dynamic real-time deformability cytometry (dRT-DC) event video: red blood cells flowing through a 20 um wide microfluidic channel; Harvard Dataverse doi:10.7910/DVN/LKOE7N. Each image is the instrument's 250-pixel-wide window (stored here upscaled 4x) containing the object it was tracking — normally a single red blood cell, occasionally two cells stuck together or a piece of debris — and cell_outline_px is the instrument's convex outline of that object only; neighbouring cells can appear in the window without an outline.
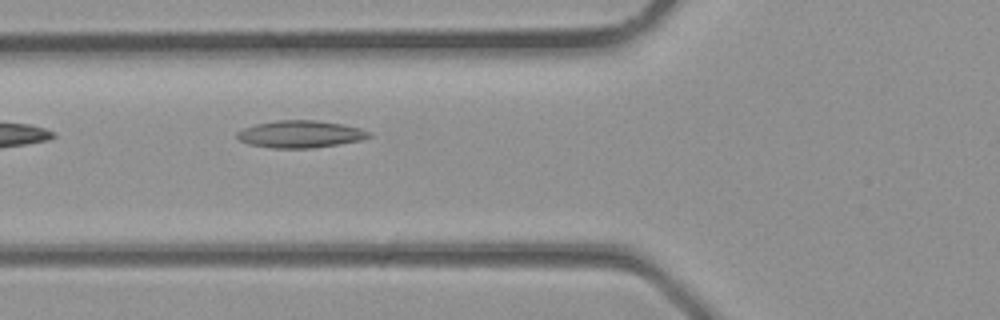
{"species": "common noctule bat (a hibernating species)", "species_latin": "Nyctalus noctula", "temperature_condition": "room temperature", "stored_images_in_passage": 2, "camera_frame_rate_fps": 3000, "um_per_image_px": 0.085, "animal": {"sex": "male", "body_mass_g": 23.1, "forearm_length_mm": 52.7}, "frame": {"image": 1, "passage_image": 2, "time_ms": 0.333, "image_size_px": [1000, 320], "cell_outline_px": [[372, 136], [360, 140], [312, 148], [272, 148], [248, 144], [240, 140], [236, 136], [236, 132], [244, 128], [256, 124], [276, 120], [316, 120], [344, 124], [360, 128], [372, 132]], "centroid_in_image_um": [25.53, 11.39], "position_along_channel_um": 100.3, "area_um2": 20.92}}